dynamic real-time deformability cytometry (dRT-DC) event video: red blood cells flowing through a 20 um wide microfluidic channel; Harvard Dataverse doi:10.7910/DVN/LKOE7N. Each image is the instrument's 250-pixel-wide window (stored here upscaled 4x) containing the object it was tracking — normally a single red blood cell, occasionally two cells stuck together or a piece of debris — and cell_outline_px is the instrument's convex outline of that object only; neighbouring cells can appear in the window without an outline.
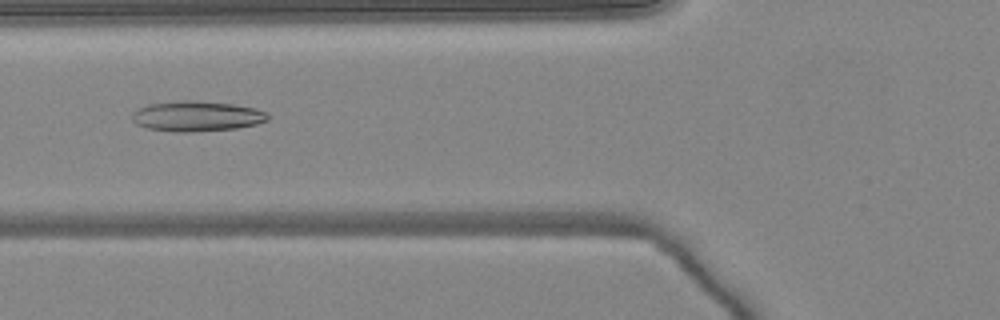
{"species": "common noctule bat (a hibernating species)", "species_latin": "Nyctalus noctula", "temperature_condition": "warm", "stored_images_in_passage": 50, "camera_frame_rate_fps": 3000, "um_per_image_px": 0.085, "animal": {"sex": "female", "body_mass_g": 24.6, "forearm_length_mm": 56.2}, "frame": {"image": 1, "passage_image": 19, "time_ms": 6.0, "image_size_px": [1000, 320], "cell_outline_px": [[272, 116], [268, 120], [256, 124], [236, 128], [192, 132], [172, 132], [148, 128], [136, 124], [132, 120], [132, 112], [136, 108], [148, 104], [184, 100], [196, 100], [232, 104], [252, 108], [268, 112]], "centroid_in_image_um": [16.71, 9.87], "position_along_channel_um": 109.1, "area_um2": 24.16}}
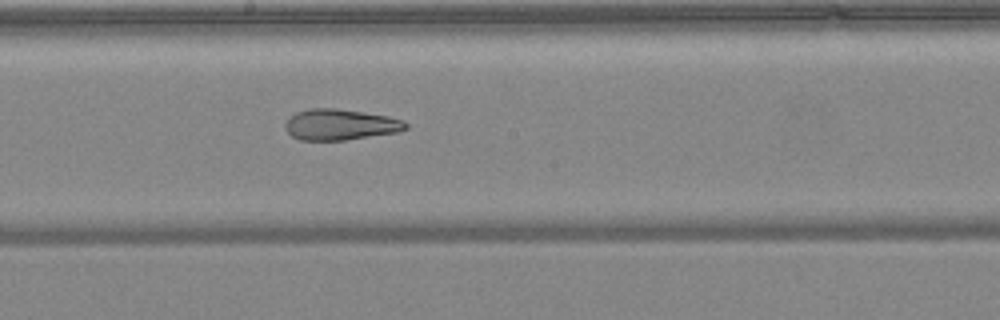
{"frame": {"image": 2, "passage_image": 27, "time_ms": 8.667, "image_size_px": [1000, 320], "cell_outline_px": [[408, 128], [400, 132], [344, 140], [300, 140], [292, 136], [284, 128], [284, 124], [288, 116], [296, 112], [308, 108], [336, 108], [388, 116], [404, 120], [408, 124]], "centroid_in_image_um": [28.91, 10.59], "position_along_channel_um": 219.3, "area_um2": 21.96}}
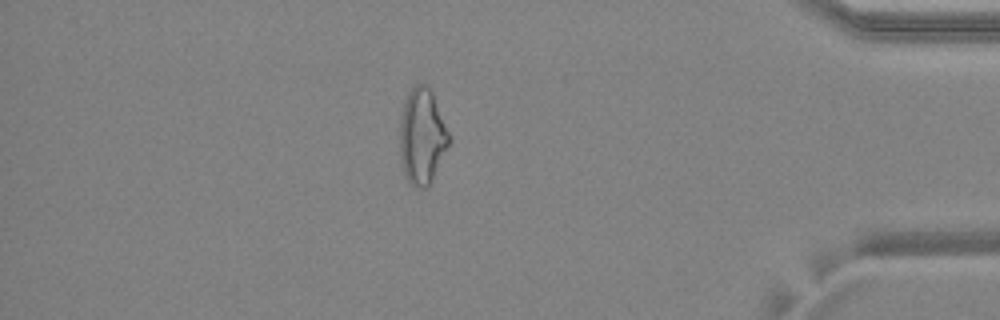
{"frame": {"image": 3, "passage_image": 43, "time_ms": 14.0, "image_size_px": [1000, 320], "cell_outline_px": [[452, 144], [428, 188], [412, 188], [404, 176], [400, 156], [400, 116], [408, 92], [416, 84], [424, 84], [432, 92], [452, 140]], "centroid_in_image_um": [35.9, 11.67], "position_along_channel_um": 399.3, "area_um2": 28.03}, "authors_computed_cell_mechanics": {"area_um2": 26.6169, "velocity_mm_per_s": 4.1218, "shape_relaxation_time_tau1_ms": null, "shape_relaxation_time_tau2_ms": 2.5177, "deformation_change_tau1": null, "deformation_change_tau2": 0.1182}}